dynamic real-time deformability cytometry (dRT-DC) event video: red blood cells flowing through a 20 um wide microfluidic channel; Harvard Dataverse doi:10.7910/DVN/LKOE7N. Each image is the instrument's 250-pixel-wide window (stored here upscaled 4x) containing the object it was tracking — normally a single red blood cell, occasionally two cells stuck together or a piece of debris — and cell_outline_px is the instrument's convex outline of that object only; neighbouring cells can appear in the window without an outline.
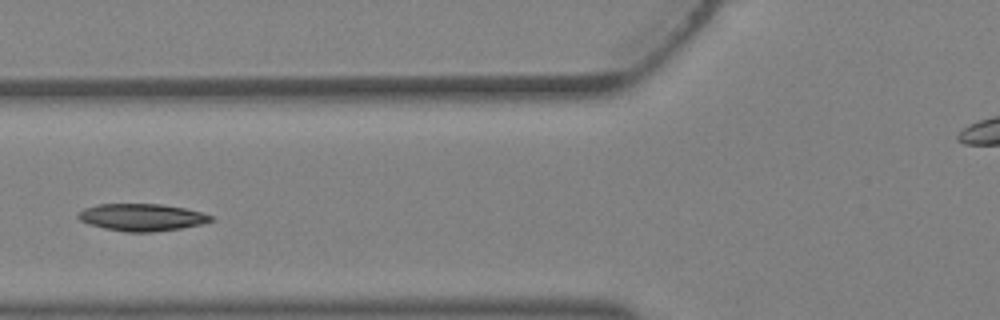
{"species": "Egyptian fruit bat (a non-hibernating species)", "species_latin": "Rousettus aegyptiacus", "temperature_condition": "warm", "stored_images_in_passage": 4, "camera_frame_rate_fps": 3000, "um_per_image_px": 0.085, "animal": {"sex": "female"}, "frame": {"image": 1, "passage_image": 4, "time_ms": 1.0, "image_size_px": [1000, 320], "cell_outline_px": [[212, 220], [200, 224], [180, 228], [152, 232], [128, 232], [104, 228], [88, 224], [80, 220], [76, 216], [84, 208], [96, 204], [160, 204], [184, 208], [200, 212], [212, 216]], "centroid_in_image_um": [12.0, 18.47], "position_along_channel_um": 113.8, "area_um2": 20.81}}